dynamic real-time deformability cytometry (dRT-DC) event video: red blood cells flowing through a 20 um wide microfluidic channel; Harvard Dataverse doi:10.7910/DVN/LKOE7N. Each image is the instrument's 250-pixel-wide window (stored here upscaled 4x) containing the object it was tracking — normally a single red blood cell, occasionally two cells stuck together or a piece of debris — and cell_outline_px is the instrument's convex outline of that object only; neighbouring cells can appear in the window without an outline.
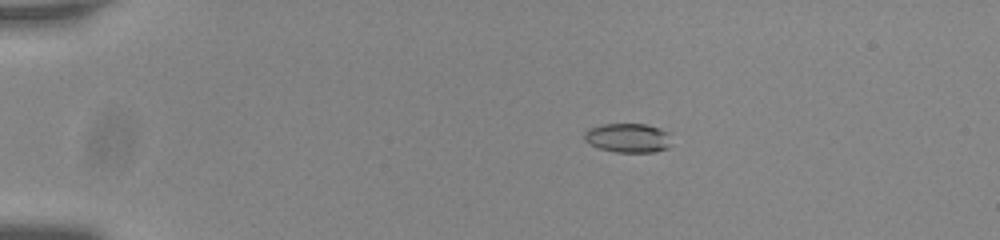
{"species": "common noctule bat (a hibernating species)", "species_latin": "Nyctalus noctula", "temperature_condition": "room temperature", "stored_images_in_passage": 56, "camera_frame_rate_fps": 3000, "um_per_image_px": 0.085, "animal": {"sex": "male", "body_mass_g": 20.0, "forearm_length_mm": 53.3}, "frame": {"image": 1, "passage_image": 12, "time_ms": 3.667, "image_size_px": [1000, 240], "cell_outline_px": [[672, 144], [668, 148], [656, 152], [616, 152], [600, 148], [588, 144], [584, 140], [584, 132], [588, 128], [604, 124], [644, 124], [660, 128], [668, 132]], "centroid_in_image_um": [53.39, 11.72], "position_along_channel_um": 31.6, "area_um2": 15.03}}
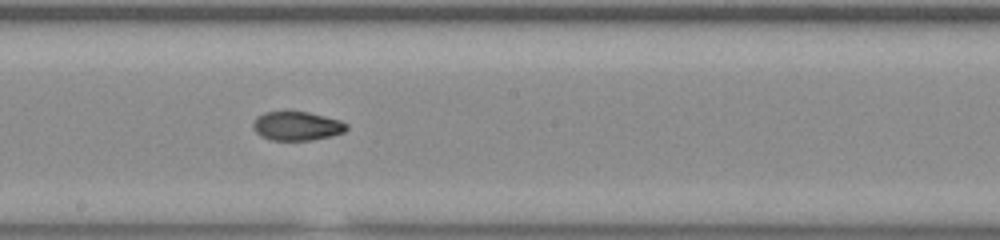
{"frame": {"image": 2, "passage_image": 33, "time_ms": 10.667, "image_size_px": [1000, 240], "cell_outline_px": [[348, 128], [344, 132], [332, 136], [312, 140], [268, 140], [260, 136], [252, 128], [252, 124], [256, 116], [264, 112], [288, 108], [308, 112], [340, 120], [348, 124]], "centroid_in_image_um": [25.18, 10.67], "position_along_channel_um": 223.0, "area_um2": 16.53}}
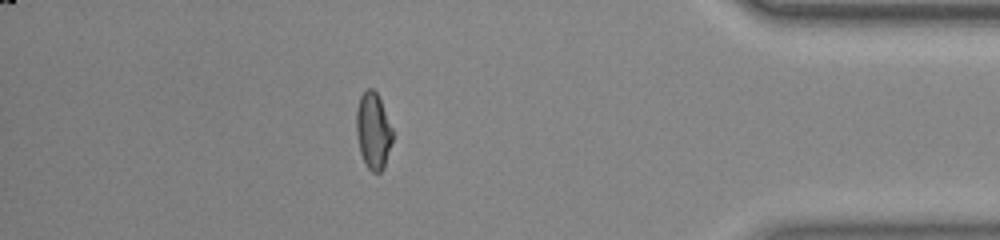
{"frame": {"image": 3, "passage_image": 50, "time_ms": 16.333, "image_size_px": [1000, 240], "cell_outline_px": [[392, 140], [384, 168], [380, 172], [372, 172], [368, 168], [360, 152], [356, 132], [356, 108], [360, 96], [368, 88], [372, 88], [376, 92], [380, 100], [392, 128]], "centroid_in_image_um": [31.71, 11.12], "position_along_channel_um": 403.5, "area_um2": 15.95}, "authors_computed_cell_mechanics": {"area_um2": 16.0106, "velocity_mm_per_s": 3.7684, "shape_relaxation_time_tau1_ms": 7.6621, "shape_relaxation_time_tau2_ms": 1.7913, "deformation_change_tau1": 0.22, "deformation_change_tau2": 0.0644}}